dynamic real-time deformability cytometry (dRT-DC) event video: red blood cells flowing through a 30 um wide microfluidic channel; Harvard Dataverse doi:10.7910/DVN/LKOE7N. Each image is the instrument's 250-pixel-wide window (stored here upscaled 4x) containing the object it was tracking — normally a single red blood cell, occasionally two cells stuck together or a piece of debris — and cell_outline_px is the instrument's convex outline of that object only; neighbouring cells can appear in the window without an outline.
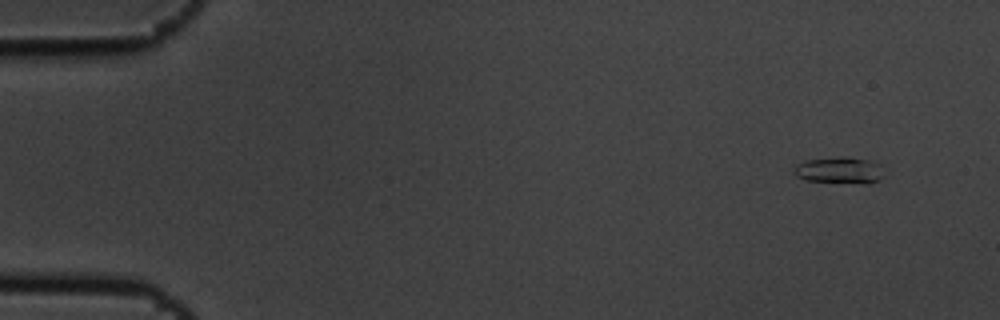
{"species": "common noctule bat (a hibernating species)", "species_latin": "Nyctalus noctula", "temperature_condition": "cold", "stored_images_in_passage": 10, "camera_frame_rate_fps": 3000, "um_per_image_px": 0.085, "animal": {"sex": "male", "body_mass_g": 19.5, "forearm_length_mm": 54.6}, "frame": {"image": 1, "passage_image": 1, "time_ms": 0.0, "image_size_px": [1000, 320], "cell_outline_px": [[884, 176], [880, 180], [868, 184], [864, 184], [804, 180], [796, 176], [792, 172], [792, 168], [796, 164], [808, 160], [840, 156], [848, 156], [868, 160], [880, 164]], "centroid_in_image_um": [71.36, 14.48], "position_along_channel_um": 13.6, "area_um2": 14.28}}
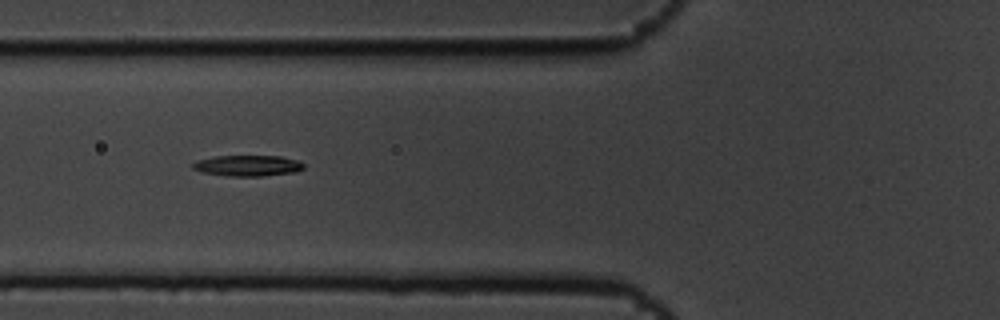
{"frame": {"image": 2, "passage_image": 6, "time_ms": 1.667, "image_size_px": [1000, 320], "cell_outline_px": [[304, 168], [296, 172], [264, 176], [228, 176], [204, 172], [192, 168], [192, 164], [196, 160], [216, 156], [280, 156], [300, 160], [304, 164]], "centroid_in_image_um": [21.1, 14.08], "position_along_channel_um": 104.7, "area_um2": 13.58}}
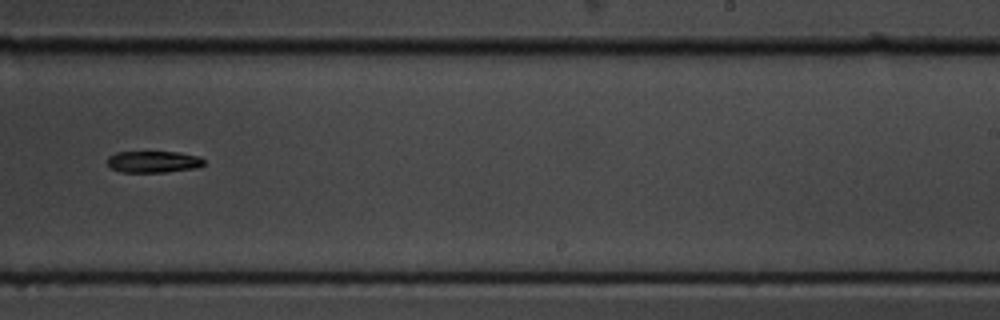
{"frame": {"image": 3, "passage_image": 10, "time_ms": 3.0, "image_size_px": [1000, 320], "cell_outline_px": [[204, 164], [200, 168], [164, 172], [120, 172], [112, 168], [108, 164], [108, 156], [116, 152], [180, 152], [200, 156], [204, 160]], "centroid_in_image_um": [13.08, 13.75], "position_along_channel_um": 275.9, "area_um2": 12.31}}